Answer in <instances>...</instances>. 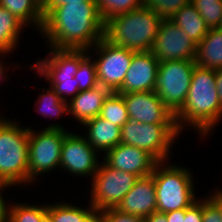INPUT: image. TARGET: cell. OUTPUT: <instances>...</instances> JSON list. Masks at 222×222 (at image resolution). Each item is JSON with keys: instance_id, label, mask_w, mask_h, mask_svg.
Returning <instances> with one entry per match:
<instances>
[{"instance_id": "14", "label": "cell", "mask_w": 222, "mask_h": 222, "mask_svg": "<svg viewBox=\"0 0 222 222\" xmlns=\"http://www.w3.org/2000/svg\"><path fill=\"white\" fill-rule=\"evenodd\" d=\"M119 94L123 96L129 119L146 124H176L175 116L155 91Z\"/></svg>"}, {"instance_id": "6", "label": "cell", "mask_w": 222, "mask_h": 222, "mask_svg": "<svg viewBox=\"0 0 222 222\" xmlns=\"http://www.w3.org/2000/svg\"><path fill=\"white\" fill-rule=\"evenodd\" d=\"M61 124H50L41 132L29 127L28 184L38 176L60 168V156L65 136L69 131Z\"/></svg>"}, {"instance_id": "16", "label": "cell", "mask_w": 222, "mask_h": 222, "mask_svg": "<svg viewBox=\"0 0 222 222\" xmlns=\"http://www.w3.org/2000/svg\"><path fill=\"white\" fill-rule=\"evenodd\" d=\"M159 61L151 51L135 52L124 82L117 93L154 91Z\"/></svg>"}, {"instance_id": "32", "label": "cell", "mask_w": 222, "mask_h": 222, "mask_svg": "<svg viewBox=\"0 0 222 222\" xmlns=\"http://www.w3.org/2000/svg\"><path fill=\"white\" fill-rule=\"evenodd\" d=\"M202 222H222V211L209 196L202 199Z\"/></svg>"}, {"instance_id": "20", "label": "cell", "mask_w": 222, "mask_h": 222, "mask_svg": "<svg viewBox=\"0 0 222 222\" xmlns=\"http://www.w3.org/2000/svg\"><path fill=\"white\" fill-rule=\"evenodd\" d=\"M196 66L204 69L222 68V28H211L196 47Z\"/></svg>"}, {"instance_id": "43", "label": "cell", "mask_w": 222, "mask_h": 222, "mask_svg": "<svg viewBox=\"0 0 222 222\" xmlns=\"http://www.w3.org/2000/svg\"><path fill=\"white\" fill-rule=\"evenodd\" d=\"M40 222H52L50 216L48 214H46Z\"/></svg>"}, {"instance_id": "13", "label": "cell", "mask_w": 222, "mask_h": 222, "mask_svg": "<svg viewBox=\"0 0 222 222\" xmlns=\"http://www.w3.org/2000/svg\"><path fill=\"white\" fill-rule=\"evenodd\" d=\"M97 155V151L85 137L73 131L69 132L62 145L60 168L77 176L93 178L99 166Z\"/></svg>"}, {"instance_id": "37", "label": "cell", "mask_w": 222, "mask_h": 222, "mask_svg": "<svg viewBox=\"0 0 222 222\" xmlns=\"http://www.w3.org/2000/svg\"><path fill=\"white\" fill-rule=\"evenodd\" d=\"M78 222H105L103 213L100 210L92 208L81 220Z\"/></svg>"}, {"instance_id": "10", "label": "cell", "mask_w": 222, "mask_h": 222, "mask_svg": "<svg viewBox=\"0 0 222 222\" xmlns=\"http://www.w3.org/2000/svg\"><path fill=\"white\" fill-rule=\"evenodd\" d=\"M138 176L99 163L92 178L90 205L96 210L116 208L123 197L132 189Z\"/></svg>"}, {"instance_id": "26", "label": "cell", "mask_w": 222, "mask_h": 222, "mask_svg": "<svg viewBox=\"0 0 222 222\" xmlns=\"http://www.w3.org/2000/svg\"><path fill=\"white\" fill-rule=\"evenodd\" d=\"M46 214L47 203L36 206V204L9 202L7 222H40Z\"/></svg>"}, {"instance_id": "17", "label": "cell", "mask_w": 222, "mask_h": 222, "mask_svg": "<svg viewBox=\"0 0 222 222\" xmlns=\"http://www.w3.org/2000/svg\"><path fill=\"white\" fill-rule=\"evenodd\" d=\"M116 209L145 218L157 211L153 175L140 177L132 189L123 197Z\"/></svg>"}, {"instance_id": "39", "label": "cell", "mask_w": 222, "mask_h": 222, "mask_svg": "<svg viewBox=\"0 0 222 222\" xmlns=\"http://www.w3.org/2000/svg\"><path fill=\"white\" fill-rule=\"evenodd\" d=\"M216 88L220 103L222 105V68L215 70Z\"/></svg>"}, {"instance_id": "15", "label": "cell", "mask_w": 222, "mask_h": 222, "mask_svg": "<svg viewBox=\"0 0 222 222\" xmlns=\"http://www.w3.org/2000/svg\"><path fill=\"white\" fill-rule=\"evenodd\" d=\"M103 161L111 168L145 177L152 174L158 161L147 151L119 143L104 154Z\"/></svg>"}, {"instance_id": "4", "label": "cell", "mask_w": 222, "mask_h": 222, "mask_svg": "<svg viewBox=\"0 0 222 222\" xmlns=\"http://www.w3.org/2000/svg\"><path fill=\"white\" fill-rule=\"evenodd\" d=\"M0 116V183H28L29 127Z\"/></svg>"}, {"instance_id": "31", "label": "cell", "mask_w": 222, "mask_h": 222, "mask_svg": "<svg viewBox=\"0 0 222 222\" xmlns=\"http://www.w3.org/2000/svg\"><path fill=\"white\" fill-rule=\"evenodd\" d=\"M190 2L191 0H143V5L153 10L162 19H170Z\"/></svg>"}, {"instance_id": "42", "label": "cell", "mask_w": 222, "mask_h": 222, "mask_svg": "<svg viewBox=\"0 0 222 222\" xmlns=\"http://www.w3.org/2000/svg\"><path fill=\"white\" fill-rule=\"evenodd\" d=\"M2 61L3 60H0V81H3V78H4V80L8 79V77H6L7 75L4 74V73H5L6 70H7V72L9 71V69H6L7 65L4 64V61L3 62Z\"/></svg>"}, {"instance_id": "36", "label": "cell", "mask_w": 222, "mask_h": 222, "mask_svg": "<svg viewBox=\"0 0 222 222\" xmlns=\"http://www.w3.org/2000/svg\"><path fill=\"white\" fill-rule=\"evenodd\" d=\"M8 186L10 188V185H7L5 183H0V222H7L9 203L7 204L6 200L4 199L5 197H2L3 196L2 191L5 190V188H8Z\"/></svg>"}, {"instance_id": "22", "label": "cell", "mask_w": 222, "mask_h": 222, "mask_svg": "<svg viewBox=\"0 0 222 222\" xmlns=\"http://www.w3.org/2000/svg\"><path fill=\"white\" fill-rule=\"evenodd\" d=\"M0 5L22 21L26 26L34 25L41 32L44 16L41 0H0Z\"/></svg>"}, {"instance_id": "11", "label": "cell", "mask_w": 222, "mask_h": 222, "mask_svg": "<svg viewBox=\"0 0 222 222\" xmlns=\"http://www.w3.org/2000/svg\"><path fill=\"white\" fill-rule=\"evenodd\" d=\"M95 50L93 55L96 67L98 85L107 88L110 92H118L124 82V77L130 67L132 50L116 46L104 37L89 50Z\"/></svg>"}, {"instance_id": "44", "label": "cell", "mask_w": 222, "mask_h": 222, "mask_svg": "<svg viewBox=\"0 0 222 222\" xmlns=\"http://www.w3.org/2000/svg\"><path fill=\"white\" fill-rule=\"evenodd\" d=\"M4 55L6 56L7 54H6L4 51H2V50L0 49V59L3 58Z\"/></svg>"}, {"instance_id": "34", "label": "cell", "mask_w": 222, "mask_h": 222, "mask_svg": "<svg viewBox=\"0 0 222 222\" xmlns=\"http://www.w3.org/2000/svg\"><path fill=\"white\" fill-rule=\"evenodd\" d=\"M82 2H96V0H41L43 16L45 18L56 7L70 3Z\"/></svg>"}, {"instance_id": "9", "label": "cell", "mask_w": 222, "mask_h": 222, "mask_svg": "<svg viewBox=\"0 0 222 222\" xmlns=\"http://www.w3.org/2000/svg\"><path fill=\"white\" fill-rule=\"evenodd\" d=\"M195 66L194 60L159 62L154 91L174 116L186 101Z\"/></svg>"}, {"instance_id": "35", "label": "cell", "mask_w": 222, "mask_h": 222, "mask_svg": "<svg viewBox=\"0 0 222 222\" xmlns=\"http://www.w3.org/2000/svg\"><path fill=\"white\" fill-rule=\"evenodd\" d=\"M184 222H202V200L199 199L186 208Z\"/></svg>"}, {"instance_id": "30", "label": "cell", "mask_w": 222, "mask_h": 222, "mask_svg": "<svg viewBox=\"0 0 222 222\" xmlns=\"http://www.w3.org/2000/svg\"><path fill=\"white\" fill-rule=\"evenodd\" d=\"M191 3L211 28H219L222 25V0H191Z\"/></svg>"}, {"instance_id": "12", "label": "cell", "mask_w": 222, "mask_h": 222, "mask_svg": "<svg viewBox=\"0 0 222 222\" xmlns=\"http://www.w3.org/2000/svg\"><path fill=\"white\" fill-rule=\"evenodd\" d=\"M197 44L170 19H162L151 52L159 62L195 60Z\"/></svg>"}, {"instance_id": "1", "label": "cell", "mask_w": 222, "mask_h": 222, "mask_svg": "<svg viewBox=\"0 0 222 222\" xmlns=\"http://www.w3.org/2000/svg\"><path fill=\"white\" fill-rule=\"evenodd\" d=\"M105 22L96 2L70 3L54 8L40 34L48 47L89 50L104 37Z\"/></svg>"}, {"instance_id": "18", "label": "cell", "mask_w": 222, "mask_h": 222, "mask_svg": "<svg viewBox=\"0 0 222 222\" xmlns=\"http://www.w3.org/2000/svg\"><path fill=\"white\" fill-rule=\"evenodd\" d=\"M111 92L97 85L85 91H79L70 101H68V114L74 116L79 124L99 116L104 100Z\"/></svg>"}, {"instance_id": "27", "label": "cell", "mask_w": 222, "mask_h": 222, "mask_svg": "<svg viewBox=\"0 0 222 222\" xmlns=\"http://www.w3.org/2000/svg\"><path fill=\"white\" fill-rule=\"evenodd\" d=\"M88 51L79 49V68L74 75L78 81L79 91L89 90L98 85L95 61Z\"/></svg>"}, {"instance_id": "41", "label": "cell", "mask_w": 222, "mask_h": 222, "mask_svg": "<svg viewBox=\"0 0 222 222\" xmlns=\"http://www.w3.org/2000/svg\"><path fill=\"white\" fill-rule=\"evenodd\" d=\"M208 196L220 207L222 211V190H216V192L214 191Z\"/></svg>"}, {"instance_id": "5", "label": "cell", "mask_w": 222, "mask_h": 222, "mask_svg": "<svg viewBox=\"0 0 222 222\" xmlns=\"http://www.w3.org/2000/svg\"><path fill=\"white\" fill-rule=\"evenodd\" d=\"M152 175L158 212L186 209L199 199L196 198L193 176L188 168L170 165L168 161L158 162Z\"/></svg>"}, {"instance_id": "24", "label": "cell", "mask_w": 222, "mask_h": 222, "mask_svg": "<svg viewBox=\"0 0 222 222\" xmlns=\"http://www.w3.org/2000/svg\"><path fill=\"white\" fill-rule=\"evenodd\" d=\"M99 117L121 128L129 120L123 96L117 92H111L104 100Z\"/></svg>"}, {"instance_id": "8", "label": "cell", "mask_w": 222, "mask_h": 222, "mask_svg": "<svg viewBox=\"0 0 222 222\" xmlns=\"http://www.w3.org/2000/svg\"><path fill=\"white\" fill-rule=\"evenodd\" d=\"M180 133L176 124H146L129 119L121 127V143L143 149L158 162H165Z\"/></svg>"}, {"instance_id": "25", "label": "cell", "mask_w": 222, "mask_h": 222, "mask_svg": "<svg viewBox=\"0 0 222 222\" xmlns=\"http://www.w3.org/2000/svg\"><path fill=\"white\" fill-rule=\"evenodd\" d=\"M44 93H39L35 104L37 105L36 110L42 116H47L49 118H59L62 117L61 114H68V102L61 99V97L54 91V89L49 86Z\"/></svg>"}, {"instance_id": "21", "label": "cell", "mask_w": 222, "mask_h": 222, "mask_svg": "<svg viewBox=\"0 0 222 222\" xmlns=\"http://www.w3.org/2000/svg\"><path fill=\"white\" fill-rule=\"evenodd\" d=\"M170 20L196 44L209 32L205 20L191 2L179 9Z\"/></svg>"}, {"instance_id": "33", "label": "cell", "mask_w": 222, "mask_h": 222, "mask_svg": "<svg viewBox=\"0 0 222 222\" xmlns=\"http://www.w3.org/2000/svg\"><path fill=\"white\" fill-rule=\"evenodd\" d=\"M105 222H145V217L121 212L116 208L102 210Z\"/></svg>"}, {"instance_id": "29", "label": "cell", "mask_w": 222, "mask_h": 222, "mask_svg": "<svg viewBox=\"0 0 222 222\" xmlns=\"http://www.w3.org/2000/svg\"><path fill=\"white\" fill-rule=\"evenodd\" d=\"M98 10L104 22L114 16L128 13L143 5V0H96Z\"/></svg>"}, {"instance_id": "2", "label": "cell", "mask_w": 222, "mask_h": 222, "mask_svg": "<svg viewBox=\"0 0 222 222\" xmlns=\"http://www.w3.org/2000/svg\"><path fill=\"white\" fill-rule=\"evenodd\" d=\"M221 117L215 70L195 66L186 101L175 115L178 130L182 133L184 127L190 125L203 138L213 131Z\"/></svg>"}, {"instance_id": "3", "label": "cell", "mask_w": 222, "mask_h": 222, "mask_svg": "<svg viewBox=\"0 0 222 222\" xmlns=\"http://www.w3.org/2000/svg\"><path fill=\"white\" fill-rule=\"evenodd\" d=\"M162 18L142 5L105 22L104 38L134 52L151 51Z\"/></svg>"}, {"instance_id": "23", "label": "cell", "mask_w": 222, "mask_h": 222, "mask_svg": "<svg viewBox=\"0 0 222 222\" xmlns=\"http://www.w3.org/2000/svg\"><path fill=\"white\" fill-rule=\"evenodd\" d=\"M25 24L0 5V49L6 54L15 51Z\"/></svg>"}, {"instance_id": "19", "label": "cell", "mask_w": 222, "mask_h": 222, "mask_svg": "<svg viewBox=\"0 0 222 222\" xmlns=\"http://www.w3.org/2000/svg\"><path fill=\"white\" fill-rule=\"evenodd\" d=\"M87 128L83 135L88 143L98 152L107 151L121 143V128L97 116L82 124Z\"/></svg>"}, {"instance_id": "40", "label": "cell", "mask_w": 222, "mask_h": 222, "mask_svg": "<svg viewBox=\"0 0 222 222\" xmlns=\"http://www.w3.org/2000/svg\"><path fill=\"white\" fill-rule=\"evenodd\" d=\"M145 222H167L166 213L155 211L145 218Z\"/></svg>"}, {"instance_id": "28", "label": "cell", "mask_w": 222, "mask_h": 222, "mask_svg": "<svg viewBox=\"0 0 222 222\" xmlns=\"http://www.w3.org/2000/svg\"><path fill=\"white\" fill-rule=\"evenodd\" d=\"M78 207L72 203H53L47 204V214L50 216L52 222H78L81 220L93 207Z\"/></svg>"}, {"instance_id": "7", "label": "cell", "mask_w": 222, "mask_h": 222, "mask_svg": "<svg viewBox=\"0 0 222 222\" xmlns=\"http://www.w3.org/2000/svg\"><path fill=\"white\" fill-rule=\"evenodd\" d=\"M48 53L49 57L42 61L38 59L30 69L37 71L38 76L45 77L61 99L68 102L79 92L78 81L74 78L79 68V49L50 47Z\"/></svg>"}, {"instance_id": "38", "label": "cell", "mask_w": 222, "mask_h": 222, "mask_svg": "<svg viewBox=\"0 0 222 222\" xmlns=\"http://www.w3.org/2000/svg\"><path fill=\"white\" fill-rule=\"evenodd\" d=\"M186 209L166 213L167 222H184Z\"/></svg>"}]
</instances>
